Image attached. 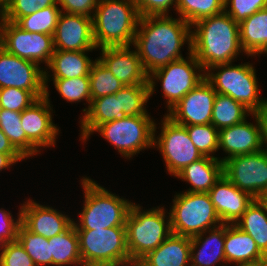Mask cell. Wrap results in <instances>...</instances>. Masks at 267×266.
Segmentation results:
<instances>
[{
    "label": "cell",
    "mask_w": 267,
    "mask_h": 266,
    "mask_svg": "<svg viewBox=\"0 0 267 266\" xmlns=\"http://www.w3.org/2000/svg\"><path fill=\"white\" fill-rule=\"evenodd\" d=\"M170 214L171 232L194 237L222 225L208 193L181 192L174 195Z\"/></svg>",
    "instance_id": "7"
},
{
    "label": "cell",
    "mask_w": 267,
    "mask_h": 266,
    "mask_svg": "<svg viewBox=\"0 0 267 266\" xmlns=\"http://www.w3.org/2000/svg\"><path fill=\"white\" fill-rule=\"evenodd\" d=\"M53 41L55 50H97L93 39L92 17L61 12Z\"/></svg>",
    "instance_id": "17"
},
{
    "label": "cell",
    "mask_w": 267,
    "mask_h": 266,
    "mask_svg": "<svg viewBox=\"0 0 267 266\" xmlns=\"http://www.w3.org/2000/svg\"><path fill=\"white\" fill-rule=\"evenodd\" d=\"M190 251V237L171 233L138 262L140 266H190Z\"/></svg>",
    "instance_id": "25"
},
{
    "label": "cell",
    "mask_w": 267,
    "mask_h": 266,
    "mask_svg": "<svg viewBox=\"0 0 267 266\" xmlns=\"http://www.w3.org/2000/svg\"><path fill=\"white\" fill-rule=\"evenodd\" d=\"M191 28V52L204 71L218 64L234 63L240 53H245L239 24L225 11L200 19Z\"/></svg>",
    "instance_id": "2"
},
{
    "label": "cell",
    "mask_w": 267,
    "mask_h": 266,
    "mask_svg": "<svg viewBox=\"0 0 267 266\" xmlns=\"http://www.w3.org/2000/svg\"><path fill=\"white\" fill-rule=\"evenodd\" d=\"M154 125L151 116H123L99 125L93 133H100L123 158L130 159L153 147Z\"/></svg>",
    "instance_id": "10"
},
{
    "label": "cell",
    "mask_w": 267,
    "mask_h": 266,
    "mask_svg": "<svg viewBox=\"0 0 267 266\" xmlns=\"http://www.w3.org/2000/svg\"><path fill=\"white\" fill-rule=\"evenodd\" d=\"M223 175L255 199L264 198L267 194V150L226 159Z\"/></svg>",
    "instance_id": "12"
},
{
    "label": "cell",
    "mask_w": 267,
    "mask_h": 266,
    "mask_svg": "<svg viewBox=\"0 0 267 266\" xmlns=\"http://www.w3.org/2000/svg\"><path fill=\"white\" fill-rule=\"evenodd\" d=\"M234 225L249 234L267 257V202L263 198L254 199Z\"/></svg>",
    "instance_id": "29"
},
{
    "label": "cell",
    "mask_w": 267,
    "mask_h": 266,
    "mask_svg": "<svg viewBox=\"0 0 267 266\" xmlns=\"http://www.w3.org/2000/svg\"><path fill=\"white\" fill-rule=\"evenodd\" d=\"M137 11L141 16L150 15H169V9L172 7L176 11L177 0H133Z\"/></svg>",
    "instance_id": "45"
},
{
    "label": "cell",
    "mask_w": 267,
    "mask_h": 266,
    "mask_svg": "<svg viewBox=\"0 0 267 266\" xmlns=\"http://www.w3.org/2000/svg\"><path fill=\"white\" fill-rule=\"evenodd\" d=\"M224 240L225 224L192 237L190 266H217L219 264L228 266L224 252Z\"/></svg>",
    "instance_id": "22"
},
{
    "label": "cell",
    "mask_w": 267,
    "mask_h": 266,
    "mask_svg": "<svg viewBox=\"0 0 267 266\" xmlns=\"http://www.w3.org/2000/svg\"><path fill=\"white\" fill-rule=\"evenodd\" d=\"M116 266H140L139 265V262H129V263H126V264H122V265H116Z\"/></svg>",
    "instance_id": "52"
},
{
    "label": "cell",
    "mask_w": 267,
    "mask_h": 266,
    "mask_svg": "<svg viewBox=\"0 0 267 266\" xmlns=\"http://www.w3.org/2000/svg\"><path fill=\"white\" fill-rule=\"evenodd\" d=\"M240 266H267V261L259 263V264H254V265H240Z\"/></svg>",
    "instance_id": "53"
},
{
    "label": "cell",
    "mask_w": 267,
    "mask_h": 266,
    "mask_svg": "<svg viewBox=\"0 0 267 266\" xmlns=\"http://www.w3.org/2000/svg\"><path fill=\"white\" fill-rule=\"evenodd\" d=\"M0 153L21 154L10 142L8 137L0 129Z\"/></svg>",
    "instance_id": "49"
},
{
    "label": "cell",
    "mask_w": 267,
    "mask_h": 266,
    "mask_svg": "<svg viewBox=\"0 0 267 266\" xmlns=\"http://www.w3.org/2000/svg\"><path fill=\"white\" fill-rule=\"evenodd\" d=\"M30 91L37 99L45 97L44 69L37 63L0 51V88Z\"/></svg>",
    "instance_id": "14"
},
{
    "label": "cell",
    "mask_w": 267,
    "mask_h": 266,
    "mask_svg": "<svg viewBox=\"0 0 267 266\" xmlns=\"http://www.w3.org/2000/svg\"><path fill=\"white\" fill-rule=\"evenodd\" d=\"M161 119V131L154 125L153 149L162 154L168 174L176 176L187 165L204 157L192 143L185 126L175 123L166 113ZM157 136V137H156Z\"/></svg>",
    "instance_id": "11"
},
{
    "label": "cell",
    "mask_w": 267,
    "mask_h": 266,
    "mask_svg": "<svg viewBox=\"0 0 267 266\" xmlns=\"http://www.w3.org/2000/svg\"><path fill=\"white\" fill-rule=\"evenodd\" d=\"M89 80L91 100L115 94L125 86L98 58L91 65Z\"/></svg>",
    "instance_id": "35"
},
{
    "label": "cell",
    "mask_w": 267,
    "mask_h": 266,
    "mask_svg": "<svg viewBox=\"0 0 267 266\" xmlns=\"http://www.w3.org/2000/svg\"><path fill=\"white\" fill-rule=\"evenodd\" d=\"M26 158L22 154H5L0 153V172L9 169L10 166L23 161Z\"/></svg>",
    "instance_id": "48"
},
{
    "label": "cell",
    "mask_w": 267,
    "mask_h": 266,
    "mask_svg": "<svg viewBox=\"0 0 267 266\" xmlns=\"http://www.w3.org/2000/svg\"><path fill=\"white\" fill-rule=\"evenodd\" d=\"M38 99L27 90L14 87L0 88V109L22 112Z\"/></svg>",
    "instance_id": "41"
},
{
    "label": "cell",
    "mask_w": 267,
    "mask_h": 266,
    "mask_svg": "<svg viewBox=\"0 0 267 266\" xmlns=\"http://www.w3.org/2000/svg\"><path fill=\"white\" fill-rule=\"evenodd\" d=\"M17 240L31 257L35 266H52L50 244L47 238L29 231L20 224L18 226Z\"/></svg>",
    "instance_id": "36"
},
{
    "label": "cell",
    "mask_w": 267,
    "mask_h": 266,
    "mask_svg": "<svg viewBox=\"0 0 267 266\" xmlns=\"http://www.w3.org/2000/svg\"><path fill=\"white\" fill-rule=\"evenodd\" d=\"M223 175V162L204 156L180 171L175 178L186 181L190 188L185 192L208 193Z\"/></svg>",
    "instance_id": "26"
},
{
    "label": "cell",
    "mask_w": 267,
    "mask_h": 266,
    "mask_svg": "<svg viewBox=\"0 0 267 266\" xmlns=\"http://www.w3.org/2000/svg\"><path fill=\"white\" fill-rule=\"evenodd\" d=\"M87 52L91 51L55 50L47 66L48 68L44 67L45 89H48L50 79H71L89 76L90 68L94 61L89 58ZM48 69L50 70L49 72L52 71V74L48 72Z\"/></svg>",
    "instance_id": "24"
},
{
    "label": "cell",
    "mask_w": 267,
    "mask_h": 266,
    "mask_svg": "<svg viewBox=\"0 0 267 266\" xmlns=\"http://www.w3.org/2000/svg\"><path fill=\"white\" fill-rule=\"evenodd\" d=\"M225 0H177L176 14L189 25L224 12Z\"/></svg>",
    "instance_id": "34"
},
{
    "label": "cell",
    "mask_w": 267,
    "mask_h": 266,
    "mask_svg": "<svg viewBox=\"0 0 267 266\" xmlns=\"http://www.w3.org/2000/svg\"><path fill=\"white\" fill-rule=\"evenodd\" d=\"M49 91L45 89V97L35 101L21 112L22 129L26 137L40 150L55 147L59 128L53 123V109Z\"/></svg>",
    "instance_id": "16"
},
{
    "label": "cell",
    "mask_w": 267,
    "mask_h": 266,
    "mask_svg": "<svg viewBox=\"0 0 267 266\" xmlns=\"http://www.w3.org/2000/svg\"><path fill=\"white\" fill-rule=\"evenodd\" d=\"M187 55V58L172 61L148 76L150 96L155 92L156 81L160 82L162 94L164 93L162 96L166 98L167 112L205 79V71L191 49H188Z\"/></svg>",
    "instance_id": "9"
},
{
    "label": "cell",
    "mask_w": 267,
    "mask_h": 266,
    "mask_svg": "<svg viewBox=\"0 0 267 266\" xmlns=\"http://www.w3.org/2000/svg\"><path fill=\"white\" fill-rule=\"evenodd\" d=\"M208 194L222 224H235L255 199L249 193L238 189L224 175Z\"/></svg>",
    "instance_id": "21"
},
{
    "label": "cell",
    "mask_w": 267,
    "mask_h": 266,
    "mask_svg": "<svg viewBox=\"0 0 267 266\" xmlns=\"http://www.w3.org/2000/svg\"><path fill=\"white\" fill-rule=\"evenodd\" d=\"M263 199L267 202V194L265 195V197Z\"/></svg>",
    "instance_id": "54"
},
{
    "label": "cell",
    "mask_w": 267,
    "mask_h": 266,
    "mask_svg": "<svg viewBox=\"0 0 267 266\" xmlns=\"http://www.w3.org/2000/svg\"><path fill=\"white\" fill-rule=\"evenodd\" d=\"M81 185L84 191V204L82 212L78 213L79 220H73L76 230L125 227L127 215L134 202L120 198L90 177H83Z\"/></svg>",
    "instance_id": "4"
},
{
    "label": "cell",
    "mask_w": 267,
    "mask_h": 266,
    "mask_svg": "<svg viewBox=\"0 0 267 266\" xmlns=\"http://www.w3.org/2000/svg\"><path fill=\"white\" fill-rule=\"evenodd\" d=\"M265 8L267 0H225L224 3V11L238 24Z\"/></svg>",
    "instance_id": "42"
},
{
    "label": "cell",
    "mask_w": 267,
    "mask_h": 266,
    "mask_svg": "<svg viewBox=\"0 0 267 266\" xmlns=\"http://www.w3.org/2000/svg\"><path fill=\"white\" fill-rule=\"evenodd\" d=\"M125 227L130 262H138L172 233L170 214L164 206L144 211L142 206L135 202L131 205Z\"/></svg>",
    "instance_id": "5"
},
{
    "label": "cell",
    "mask_w": 267,
    "mask_h": 266,
    "mask_svg": "<svg viewBox=\"0 0 267 266\" xmlns=\"http://www.w3.org/2000/svg\"><path fill=\"white\" fill-rule=\"evenodd\" d=\"M139 19L133 0H99L92 17L97 49L132 46Z\"/></svg>",
    "instance_id": "3"
},
{
    "label": "cell",
    "mask_w": 267,
    "mask_h": 266,
    "mask_svg": "<svg viewBox=\"0 0 267 266\" xmlns=\"http://www.w3.org/2000/svg\"><path fill=\"white\" fill-rule=\"evenodd\" d=\"M7 211L3 208L0 209V249L6 243L17 240L18 226L21 224V210L17 213V219Z\"/></svg>",
    "instance_id": "44"
},
{
    "label": "cell",
    "mask_w": 267,
    "mask_h": 266,
    "mask_svg": "<svg viewBox=\"0 0 267 266\" xmlns=\"http://www.w3.org/2000/svg\"><path fill=\"white\" fill-rule=\"evenodd\" d=\"M3 49L12 55L48 66L55 51L53 35L31 33L15 23L3 22Z\"/></svg>",
    "instance_id": "13"
},
{
    "label": "cell",
    "mask_w": 267,
    "mask_h": 266,
    "mask_svg": "<svg viewBox=\"0 0 267 266\" xmlns=\"http://www.w3.org/2000/svg\"><path fill=\"white\" fill-rule=\"evenodd\" d=\"M3 22H4L3 12L0 11V51L3 49Z\"/></svg>",
    "instance_id": "50"
},
{
    "label": "cell",
    "mask_w": 267,
    "mask_h": 266,
    "mask_svg": "<svg viewBox=\"0 0 267 266\" xmlns=\"http://www.w3.org/2000/svg\"><path fill=\"white\" fill-rule=\"evenodd\" d=\"M191 29L185 20L172 15L140 17L132 45L148 75L183 58V45L188 43L187 49H191Z\"/></svg>",
    "instance_id": "1"
},
{
    "label": "cell",
    "mask_w": 267,
    "mask_h": 266,
    "mask_svg": "<svg viewBox=\"0 0 267 266\" xmlns=\"http://www.w3.org/2000/svg\"><path fill=\"white\" fill-rule=\"evenodd\" d=\"M52 266H83L79 252V237L72 224L66 231L48 239Z\"/></svg>",
    "instance_id": "30"
},
{
    "label": "cell",
    "mask_w": 267,
    "mask_h": 266,
    "mask_svg": "<svg viewBox=\"0 0 267 266\" xmlns=\"http://www.w3.org/2000/svg\"><path fill=\"white\" fill-rule=\"evenodd\" d=\"M123 117L120 110L119 97L115 94L106 95L91 100L89 109L80 118L81 132L79 135L83 143L89 140L93 131L101 124Z\"/></svg>",
    "instance_id": "27"
},
{
    "label": "cell",
    "mask_w": 267,
    "mask_h": 266,
    "mask_svg": "<svg viewBox=\"0 0 267 266\" xmlns=\"http://www.w3.org/2000/svg\"><path fill=\"white\" fill-rule=\"evenodd\" d=\"M0 266H35L18 240L6 243L0 249Z\"/></svg>",
    "instance_id": "43"
},
{
    "label": "cell",
    "mask_w": 267,
    "mask_h": 266,
    "mask_svg": "<svg viewBox=\"0 0 267 266\" xmlns=\"http://www.w3.org/2000/svg\"><path fill=\"white\" fill-rule=\"evenodd\" d=\"M60 13L61 9L58 6H49L21 17L15 24L31 33L54 35Z\"/></svg>",
    "instance_id": "37"
},
{
    "label": "cell",
    "mask_w": 267,
    "mask_h": 266,
    "mask_svg": "<svg viewBox=\"0 0 267 266\" xmlns=\"http://www.w3.org/2000/svg\"><path fill=\"white\" fill-rule=\"evenodd\" d=\"M252 116V112L242 103L228 95L216 93L211 124L218 130L239 124Z\"/></svg>",
    "instance_id": "32"
},
{
    "label": "cell",
    "mask_w": 267,
    "mask_h": 266,
    "mask_svg": "<svg viewBox=\"0 0 267 266\" xmlns=\"http://www.w3.org/2000/svg\"><path fill=\"white\" fill-rule=\"evenodd\" d=\"M253 114L256 116L260 125L262 146L267 150V102Z\"/></svg>",
    "instance_id": "47"
},
{
    "label": "cell",
    "mask_w": 267,
    "mask_h": 266,
    "mask_svg": "<svg viewBox=\"0 0 267 266\" xmlns=\"http://www.w3.org/2000/svg\"><path fill=\"white\" fill-rule=\"evenodd\" d=\"M0 129L26 159L41 154L22 129L21 112L0 109Z\"/></svg>",
    "instance_id": "31"
},
{
    "label": "cell",
    "mask_w": 267,
    "mask_h": 266,
    "mask_svg": "<svg viewBox=\"0 0 267 266\" xmlns=\"http://www.w3.org/2000/svg\"><path fill=\"white\" fill-rule=\"evenodd\" d=\"M61 12L93 17L99 0H57Z\"/></svg>",
    "instance_id": "46"
},
{
    "label": "cell",
    "mask_w": 267,
    "mask_h": 266,
    "mask_svg": "<svg viewBox=\"0 0 267 266\" xmlns=\"http://www.w3.org/2000/svg\"><path fill=\"white\" fill-rule=\"evenodd\" d=\"M192 143L203 156L218 158L213 156L218 149L219 130L211 123L205 125L185 126Z\"/></svg>",
    "instance_id": "39"
},
{
    "label": "cell",
    "mask_w": 267,
    "mask_h": 266,
    "mask_svg": "<svg viewBox=\"0 0 267 266\" xmlns=\"http://www.w3.org/2000/svg\"><path fill=\"white\" fill-rule=\"evenodd\" d=\"M21 224L29 231L47 239L66 231L73 219L52 206L41 205L29 198L20 207Z\"/></svg>",
    "instance_id": "18"
},
{
    "label": "cell",
    "mask_w": 267,
    "mask_h": 266,
    "mask_svg": "<svg viewBox=\"0 0 267 266\" xmlns=\"http://www.w3.org/2000/svg\"><path fill=\"white\" fill-rule=\"evenodd\" d=\"M216 91L204 79L188 92L166 115L175 123L189 125H205L211 123Z\"/></svg>",
    "instance_id": "15"
},
{
    "label": "cell",
    "mask_w": 267,
    "mask_h": 266,
    "mask_svg": "<svg viewBox=\"0 0 267 266\" xmlns=\"http://www.w3.org/2000/svg\"><path fill=\"white\" fill-rule=\"evenodd\" d=\"M11 0H0V9L3 10Z\"/></svg>",
    "instance_id": "51"
},
{
    "label": "cell",
    "mask_w": 267,
    "mask_h": 266,
    "mask_svg": "<svg viewBox=\"0 0 267 266\" xmlns=\"http://www.w3.org/2000/svg\"><path fill=\"white\" fill-rule=\"evenodd\" d=\"M119 97L120 110L123 116H151L145 104L151 98L150 86L126 85L115 93Z\"/></svg>",
    "instance_id": "33"
},
{
    "label": "cell",
    "mask_w": 267,
    "mask_h": 266,
    "mask_svg": "<svg viewBox=\"0 0 267 266\" xmlns=\"http://www.w3.org/2000/svg\"><path fill=\"white\" fill-rule=\"evenodd\" d=\"M239 34L244 55L252 58L267 54V8L240 22Z\"/></svg>",
    "instance_id": "28"
},
{
    "label": "cell",
    "mask_w": 267,
    "mask_h": 266,
    "mask_svg": "<svg viewBox=\"0 0 267 266\" xmlns=\"http://www.w3.org/2000/svg\"><path fill=\"white\" fill-rule=\"evenodd\" d=\"M252 116L255 124L245 119L239 124L219 130L218 149H222L228 155L220 157L221 162L230 157L251 154L264 149L259 122L253 113Z\"/></svg>",
    "instance_id": "20"
},
{
    "label": "cell",
    "mask_w": 267,
    "mask_h": 266,
    "mask_svg": "<svg viewBox=\"0 0 267 266\" xmlns=\"http://www.w3.org/2000/svg\"><path fill=\"white\" fill-rule=\"evenodd\" d=\"M255 70L253 63L249 62L218 64L205 71V79L216 93L232 97L254 113L267 102V98H261L259 94Z\"/></svg>",
    "instance_id": "6"
},
{
    "label": "cell",
    "mask_w": 267,
    "mask_h": 266,
    "mask_svg": "<svg viewBox=\"0 0 267 266\" xmlns=\"http://www.w3.org/2000/svg\"><path fill=\"white\" fill-rule=\"evenodd\" d=\"M59 6L57 0H11L2 10L4 20L16 23L21 17L35 13L41 8Z\"/></svg>",
    "instance_id": "40"
},
{
    "label": "cell",
    "mask_w": 267,
    "mask_h": 266,
    "mask_svg": "<svg viewBox=\"0 0 267 266\" xmlns=\"http://www.w3.org/2000/svg\"><path fill=\"white\" fill-rule=\"evenodd\" d=\"M224 252L227 264L254 265L267 261L255 240L234 224H225Z\"/></svg>",
    "instance_id": "23"
},
{
    "label": "cell",
    "mask_w": 267,
    "mask_h": 266,
    "mask_svg": "<svg viewBox=\"0 0 267 266\" xmlns=\"http://www.w3.org/2000/svg\"><path fill=\"white\" fill-rule=\"evenodd\" d=\"M76 231L83 266H116L130 262L126 227Z\"/></svg>",
    "instance_id": "8"
},
{
    "label": "cell",
    "mask_w": 267,
    "mask_h": 266,
    "mask_svg": "<svg viewBox=\"0 0 267 266\" xmlns=\"http://www.w3.org/2000/svg\"><path fill=\"white\" fill-rule=\"evenodd\" d=\"M54 87L60 96L68 103H79L86 101L88 108L82 110L85 113L91 103L90 80L89 76H80L71 79H52Z\"/></svg>",
    "instance_id": "38"
},
{
    "label": "cell",
    "mask_w": 267,
    "mask_h": 266,
    "mask_svg": "<svg viewBox=\"0 0 267 266\" xmlns=\"http://www.w3.org/2000/svg\"><path fill=\"white\" fill-rule=\"evenodd\" d=\"M130 46L100 48L97 57L112 74L126 85H148V74L136 50Z\"/></svg>",
    "instance_id": "19"
}]
</instances>
